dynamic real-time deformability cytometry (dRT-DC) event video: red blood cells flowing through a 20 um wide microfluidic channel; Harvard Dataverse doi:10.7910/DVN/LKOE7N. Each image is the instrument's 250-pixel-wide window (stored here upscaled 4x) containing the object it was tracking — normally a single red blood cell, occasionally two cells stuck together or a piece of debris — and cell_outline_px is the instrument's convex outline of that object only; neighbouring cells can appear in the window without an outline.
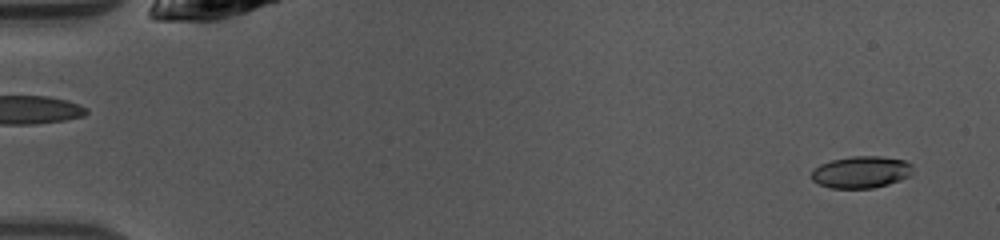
{"species": "common noctule bat (a hibernating species)", "species_latin": "Nyctalus noctula", "temperature_condition": "warm", "stored_images_in_passage": 48, "camera_frame_rate_fps": 3000, "um_per_image_px": 0.085, "animal": {"sex": "female", "body_mass_g": 10.0, "forearm_length_mm": 53.1}, "frame": {"image": 1, "passage_image": 2, "time_ms": 0.333, "image_size_px": [1000, 240], "cell_outline_px": [[912, 176], [888, 184], [872, 188], [832, 188], [820, 184], [812, 180], [812, 172], [820, 164], [832, 160], [852, 156], [880, 156], [904, 160], [912, 164]], "centroid_in_image_um": [73.24, 14.62], "position_along_channel_um": 11.8, "area_um2": 18.79}}
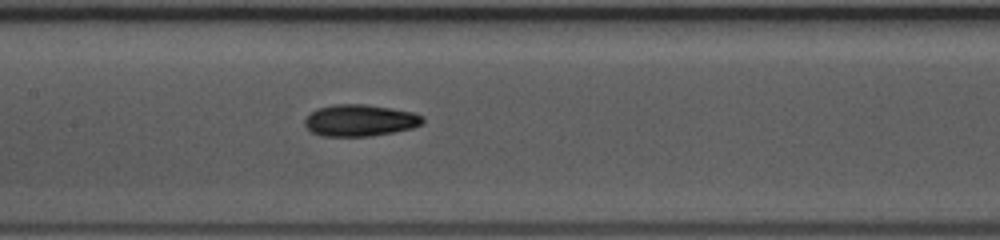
{"frame": {"image": 2, "passage_image": 23, "time_ms": 7.333, "image_size_px": [1000, 240], "cell_outline_px": [[424, 124], [412, 128], [392, 132], [368, 136], [324, 136], [312, 132], [304, 124], [304, 120], [316, 108], [332, 104], [364, 104], [412, 112], [424, 116]], "centroid_in_image_um": [30.6, 10.23], "position_along_channel_um": 176.8, "area_um2": 21.68}}
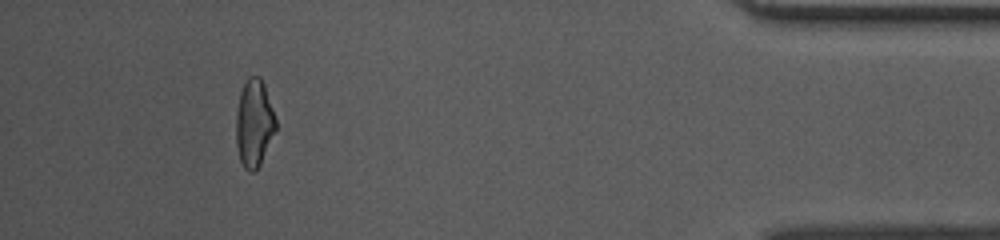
{"frame": {"image": 3, "passage_image": 44, "time_ms": 14.333, "image_size_px": [1000, 240], "cell_outline_px": [[276, 132], [256, 172], [248, 172], [244, 168], [240, 160], [236, 144], [236, 112], [240, 92], [248, 76], [260, 76], [264, 84], [276, 120]], "centroid_in_image_um": [21.59, 10.5], "position_along_channel_um": 413.6, "area_um2": 20.4}, "authors_computed_cell_mechanics": {"area_um2": 20.519, "velocity_mm_per_s": 4.1388, "shape_relaxation_time_tau1_ms": 4.3352, "shape_relaxation_time_tau2_ms": 1.852, "deformation_change_tau1": 0.163, "deformation_change_tau2": 0.0786}}